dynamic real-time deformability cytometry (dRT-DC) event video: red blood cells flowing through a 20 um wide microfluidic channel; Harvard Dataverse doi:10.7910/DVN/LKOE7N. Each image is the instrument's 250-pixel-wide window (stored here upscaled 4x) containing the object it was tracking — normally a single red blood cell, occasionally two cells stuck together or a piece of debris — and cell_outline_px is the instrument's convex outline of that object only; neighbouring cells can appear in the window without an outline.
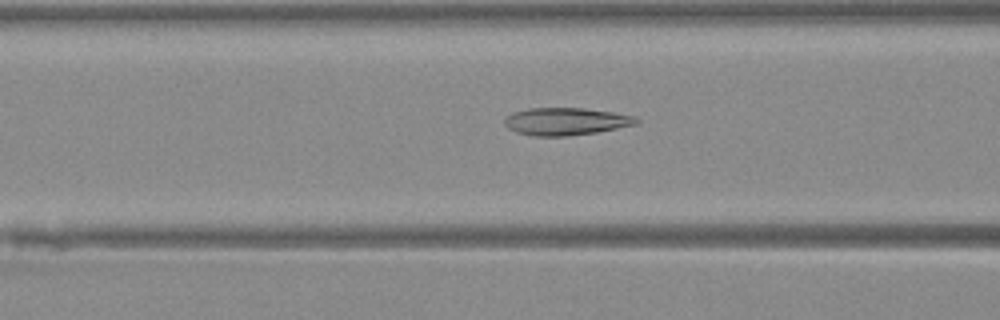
{"species": "Egyptian fruit bat (a non-hibernating species)", "species_latin": "Rousettus aegyptiacus", "temperature_condition": "warm", "stored_images_in_passage": 48, "camera_frame_rate_fps": 3000, "um_per_image_px": 0.085, "animal": {"sex": "female"}, "frame": {"image": 1, "passage_image": 20, "time_ms": 6.333, "image_size_px": [1000, 320], "cell_outline_px": [[640, 120], [636, 124], [596, 132], [568, 136], [536, 136], [516, 132], [508, 128], [504, 124], [504, 116], [512, 112], [528, 108], [584, 108], [612, 112], [636, 116]], "centroid_in_image_um": [48.06, 10.31], "position_along_channel_um": 118.5, "area_um2": 21.15}}
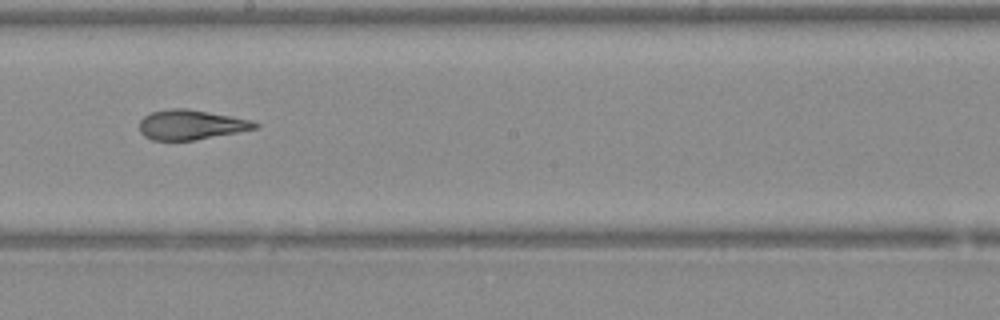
{"frame": {"image": 2, "passage_image": 28, "time_ms": 9.0, "image_size_px": [1000, 320], "cell_outline_px": [[260, 124], [256, 128], [196, 140], [152, 140], [144, 136], [140, 132], [140, 120], [144, 116], [152, 112], [172, 108], [188, 108], [252, 120]], "centroid_in_image_um": [16.21, 10.6], "position_along_channel_um": 232.0, "area_um2": 19.94}}
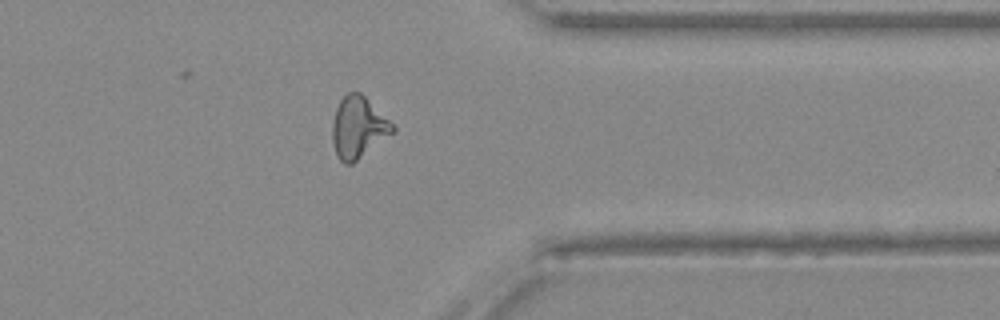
{"frame": {"image": 3, "passage_image": 39, "time_ms": 12.667, "image_size_px": [1000, 320], "cell_outline_px": [[396, 128], [392, 132], [352, 164], [344, 164], [336, 156], [332, 140], [332, 124], [336, 108], [340, 100], [348, 92], [360, 92]], "centroid_in_image_um": [30.39, 10.84], "position_along_channel_um": 381.0, "area_um2": 21.04}}